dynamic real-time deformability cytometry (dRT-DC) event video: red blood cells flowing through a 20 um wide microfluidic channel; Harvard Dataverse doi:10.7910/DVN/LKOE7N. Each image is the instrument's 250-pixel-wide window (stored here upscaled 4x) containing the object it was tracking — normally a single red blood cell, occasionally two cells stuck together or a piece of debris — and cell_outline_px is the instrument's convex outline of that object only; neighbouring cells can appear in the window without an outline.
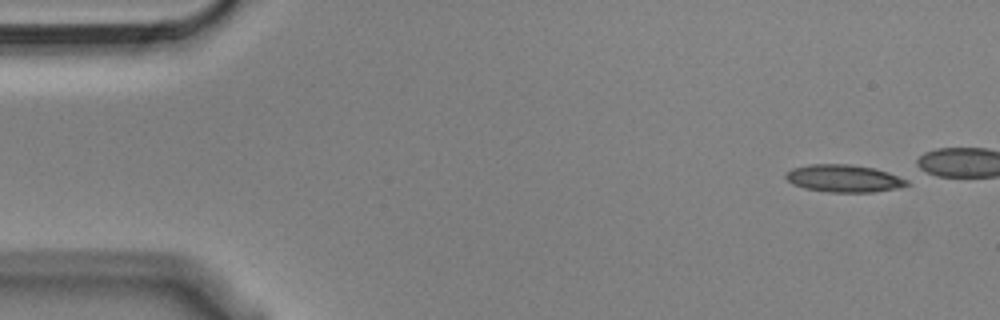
{"species": "Egyptian fruit bat (a non-hibernating species)", "species_latin": "Rousettus aegyptiacus", "temperature_condition": "cold", "stored_images_in_passage": 41, "camera_frame_rate_fps": 3000, "um_per_image_px": 0.085, "animal": {"sex": "male"}, "frame": {"image": 1, "passage_image": 1, "time_ms": 0.0, "image_size_px": [1000, 320], "cell_outline_px": [[908, 184], [896, 188], [872, 192], [828, 192], [804, 188], [792, 184], [784, 176], [784, 172], [792, 168], [808, 164], [848, 164], [872, 168], [908, 176]], "centroid_in_image_um": [71.74, 15.15], "position_along_channel_um": 13.3, "area_um2": 19.65}}
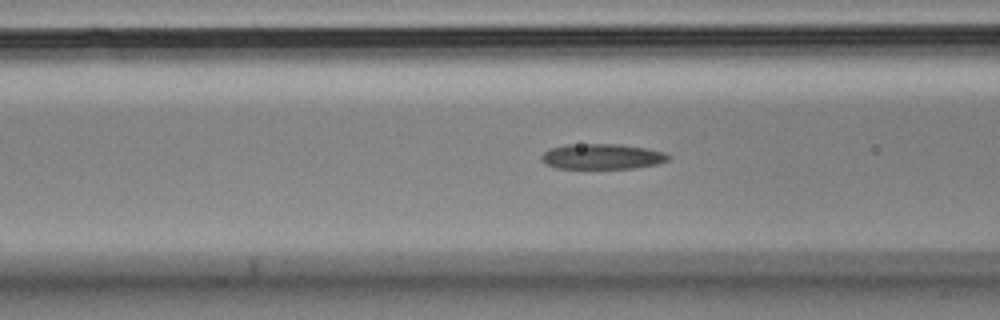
{"frame": {"image": 2, "passage_image": 18, "time_ms": 5.667, "image_size_px": [1000, 320], "cell_outline_px": [[672, 156], [668, 160], [656, 164], [632, 168], [556, 168], [540, 160], [540, 156], [548, 148], [564, 144], [620, 144], [644, 148], [664, 152]], "centroid_in_image_um": [51.14, 13.29], "position_along_channel_um": 115.5, "area_um2": 18.79}}
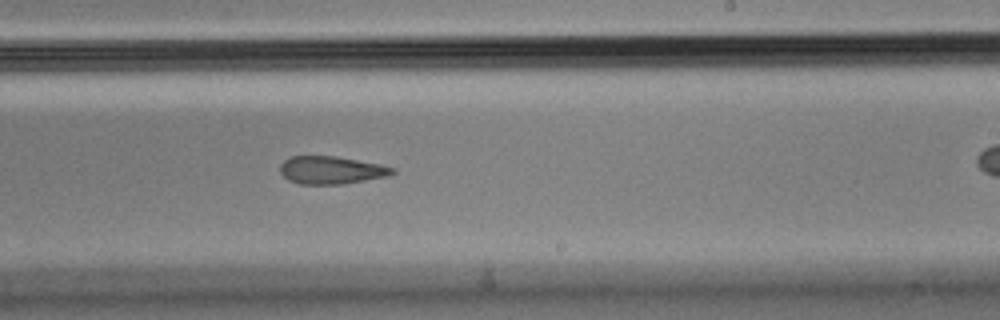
{"frame": {"image": 3, "passage_image": 30, "time_ms": 9.667, "image_size_px": [1000, 320], "cell_outline_px": [[396, 172], [388, 176], [344, 184], [300, 184], [288, 180], [280, 172], [280, 164], [284, 160], [292, 156], [336, 156], [380, 164], [396, 168]], "centroid_in_image_um": [28.17, 14.46], "position_along_channel_um": 260.8, "area_um2": 18.26}}